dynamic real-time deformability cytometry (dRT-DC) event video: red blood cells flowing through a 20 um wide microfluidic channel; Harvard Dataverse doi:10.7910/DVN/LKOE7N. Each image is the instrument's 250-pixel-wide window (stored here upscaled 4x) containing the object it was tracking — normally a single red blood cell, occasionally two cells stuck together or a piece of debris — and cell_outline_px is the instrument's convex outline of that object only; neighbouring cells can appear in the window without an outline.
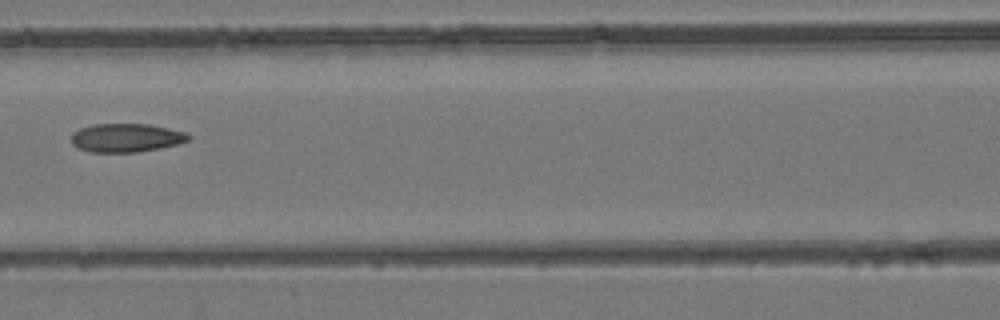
{"species": "common noctule bat (a hibernating species)", "species_latin": "Nyctalus noctula", "temperature_condition": "room temperature", "stored_images_in_passage": 4, "camera_frame_rate_fps": 3000, "um_per_image_px": 0.085, "animal": {"sex": "female", "body_mass_g": 24.6, "forearm_length_mm": 56.2}, "frame": {"image": 1, "passage_image": 4, "time_ms": 1.0, "image_size_px": [1000, 320], "cell_outline_px": [[192, 136], [188, 140], [176, 144], [160, 148], [136, 152], [88, 152], [76, 148], [72, 144], [72, 132], [80, 128], [92, 124], [148, 124], [168, 128], [184, 132]], "centroid_in_image_um": [10.68, 11.71], "position_along_channel_um": 155.9, "area_um2": 19.54}}